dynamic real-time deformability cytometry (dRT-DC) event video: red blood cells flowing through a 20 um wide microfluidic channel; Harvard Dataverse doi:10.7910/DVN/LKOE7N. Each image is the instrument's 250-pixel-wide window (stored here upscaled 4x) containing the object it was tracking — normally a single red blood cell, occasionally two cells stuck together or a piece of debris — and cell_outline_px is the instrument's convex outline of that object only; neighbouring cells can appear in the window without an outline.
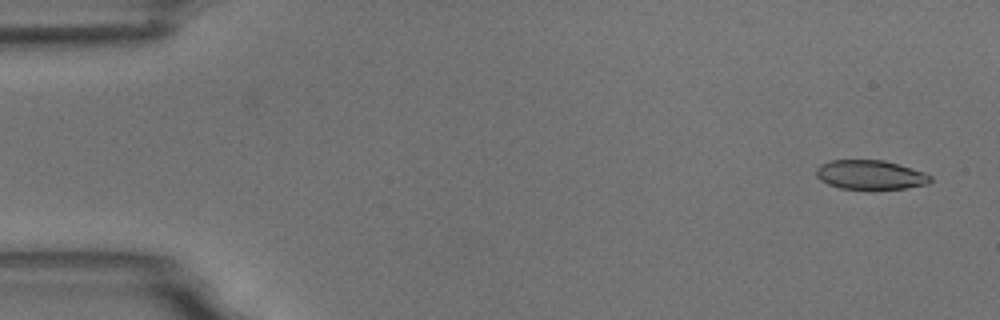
{"species": "common noctule bat (a hibernating species)", "species_latin": "Nyctalus noctula", "temperature_condition": "room temperature", "stored_images_in_passage": 4, "camera_frame_rate_fps": 3000, "um_per_image_px": 0.085, "animal": {"sex": "male", "body_mass_g": 18.8}, "frame": {"image": 1, "passage_image": 1, "time_ms": 0.0, "image_size_px": [1000, 320], "cell_outline_px": [[932, 180], [928, 184], [904, 188], [840, 188], [828, 184], [820, 180], [816, 176], [816, 168], [820, 164], [832, 160], [884, 160], [924, 172], [932, 176]], "centroid_in_image_um": [73.96, 14.84], "position_along_channel_um": 11.0, "area_um2": 19.25}}
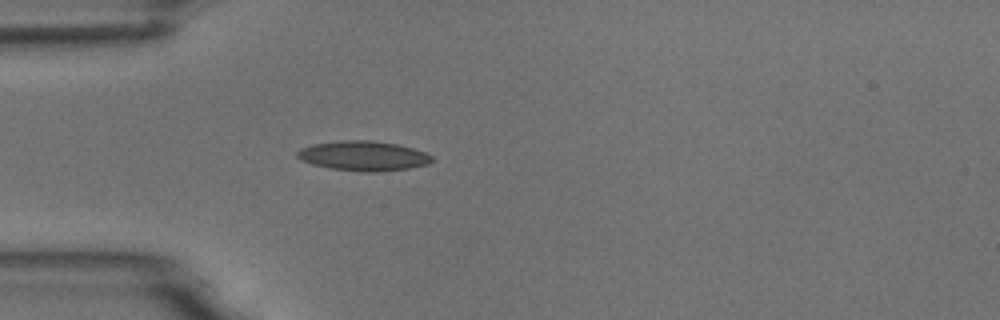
{"frame": {"image": 2, "passage_image": 4, "time_ms": 4.333, "image_size_px": [1000, 320], "cell_outline_px": [[432, 160], [428, 164], [408, 168], [376, 172], [364, 172], [328, 168], [312, 164], [300, 160], [296, 156], [296, 152], [300, 148], [312, 144], [340, 140], [372, 140], [396, 144], [412, 148], [424, 152], [432, 156]], "centroid_in_image_um": [30.83, 13.24], "position_along_channel_um": 54.2, "area_um2": 23.41}}